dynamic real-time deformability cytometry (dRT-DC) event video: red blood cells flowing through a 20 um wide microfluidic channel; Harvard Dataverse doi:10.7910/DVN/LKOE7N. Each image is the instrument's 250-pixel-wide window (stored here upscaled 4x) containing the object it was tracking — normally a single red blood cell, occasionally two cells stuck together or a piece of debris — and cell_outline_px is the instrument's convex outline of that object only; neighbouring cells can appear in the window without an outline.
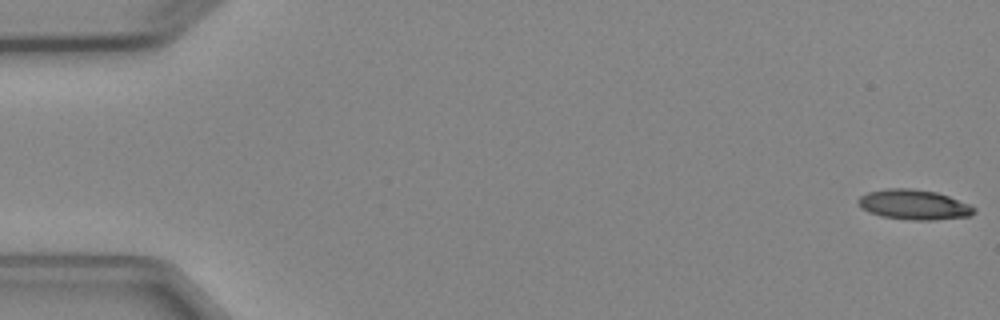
{"species": "Egyptian fruit bat (a non-hibernating species)", "species_latin": "Rousettus aegyptiacus", "temperature_condition": "cold", "stored_images_in_passage": 6, "segment_of_instrument_passage": [1, 2], "camera_frame_rate_fps": 3000, "um_per_image_px": 0.085, "animal": {"sex": "female"}, "frame": {"image": 1, "passage_image": 1, "time_ms": 0.0, "image_size_px": [1000, 320], "cell_outline_px": [[976, 212], [968, 216], [932, 220], [912, 220], [880, 216], [868, 212], [856, 200], [860, 196], [868, 192], [888, 188], [912, 188], [936, 192], [948, 196], [968, 204], [976, 208]], "centroid_in_image_um": [77.67, 17.39], "position_along_channel_um": 7.3, "area_um2": 20.11}}
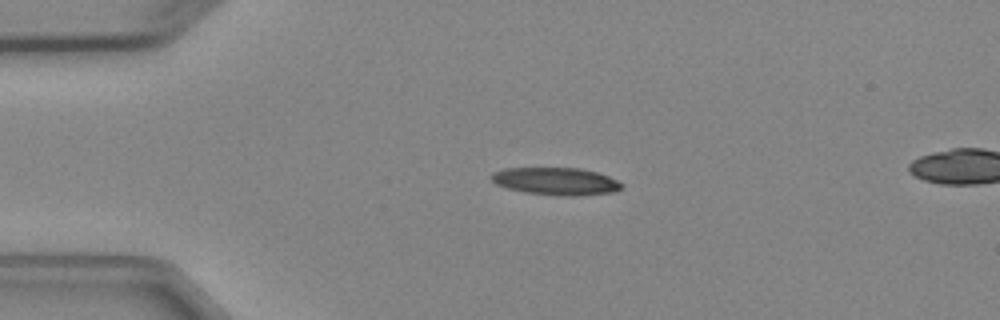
{"frame": {"image": 2, "passage_image": 4, "time_ms": 3.667, "image_size_px": [1000, 320], "cell_outline_px": [[624, 188], [612, 192], [576, 196], [564, 196], [524, 192], [508, 188], [496, 184], [492, 180], [492, 172], [504, 168], [580, 168], [596, 172], [608, 176], [624, 184]], "centroid_in_image_um": [47.27, 15.4], "position_along_channel_um": 37.7, "area_um2": 20.81}}